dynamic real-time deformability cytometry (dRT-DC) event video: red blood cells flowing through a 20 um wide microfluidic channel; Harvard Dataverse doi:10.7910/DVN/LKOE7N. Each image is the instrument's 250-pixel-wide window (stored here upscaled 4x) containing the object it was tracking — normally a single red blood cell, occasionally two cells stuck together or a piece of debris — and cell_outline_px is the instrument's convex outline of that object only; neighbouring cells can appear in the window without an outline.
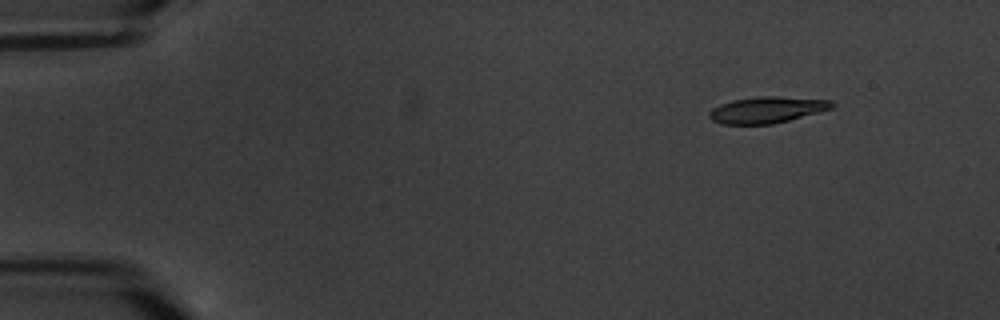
{"species": "common noctule bat (a hibernating species)", "species_latin": "Nyctalus noctula", "temperature_condition": "warm", "stored_images_in_passage": 10, "camera_frame_rate_fps": 3000, "um_per_image_px": 0.085, "animal": {"sex": "male", "body_mass_g": 20.1, "forearm_length_mm": 53.5}, "frame": {"image": 1, "passage_image": 2, "time_ms": 1.0, "image_size_px": [1000, 320], "cell_outline_px": [[836, 104], [832, 108], [820, 112], [772, 124], [720, 124], [712, 120], [708, 116], [708, 112], [712, 108], [720, 104], [732, 100], [764, 96], [776, 96], [832, 100]], "centroid_in_image_um": [65.19, 9.33], "position_along_channel_um": 19.8, "area_um2": 18.84}}
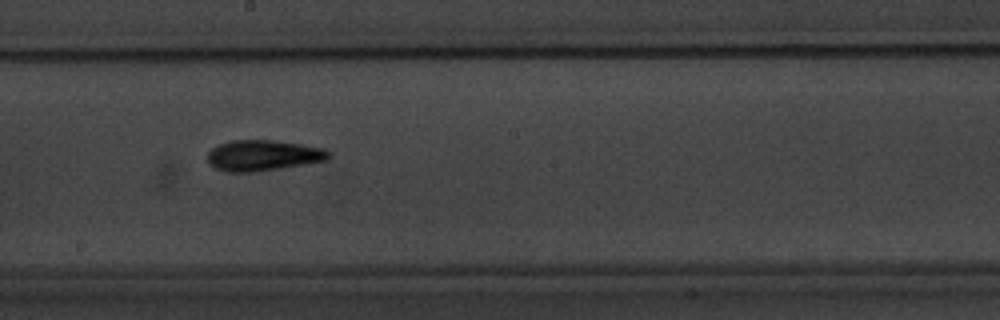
{"frame": {"image": 2, "passage_image": 9, "time_ms": 10.0, "image_size_px": [1000, 320], "cell_outline_px": [[332, 152], [328, 160], [280, 168], [252, 172], [224, 172], [208, 164], [208, 152], [212, 148], [220, 144], [232, 140], [272, 140], [300, 144], [324, 148]], "centroid_in_image_um": [22.36, 13.21], "position_along_channel_um": 225.8, "area_um2": 21.73}}